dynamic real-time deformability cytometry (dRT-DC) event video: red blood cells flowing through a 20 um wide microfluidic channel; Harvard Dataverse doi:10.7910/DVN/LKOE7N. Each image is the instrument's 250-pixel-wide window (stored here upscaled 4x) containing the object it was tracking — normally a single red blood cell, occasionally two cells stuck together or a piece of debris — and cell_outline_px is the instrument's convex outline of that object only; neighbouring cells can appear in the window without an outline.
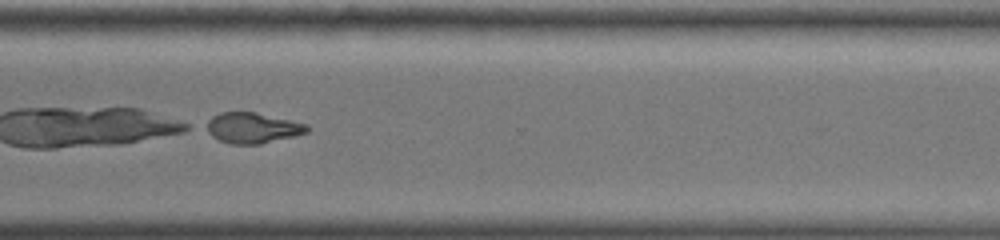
{"species": "common noctule bat (a hibernating species)", "species_latin": "Nyctalus noctula", "temperature_condition": "warm", "stored_images_in_passage": 57, "camera_frame_rate_fps": 3000, "um_per_image_px": 0.085, "animal": {"sex": "female", "body_mass_g": 19.0, "forearm_length_mm": 51.5}, "frame": {"image": 1, "passage_image": 46, "time_ms": 15.0, "image_size_px": [1000, 240], "cell_outline_px": [[308, 132], [260, 144], [228, 144], [212, 136], [200, 128], [200, 124], [212, 116], [220, 112], [256, 112], [308, 124]], "centroid_in_image_um": [21.33, 10.86], "position_along_channel_um": 349.3, "area_um2": 18.32}}